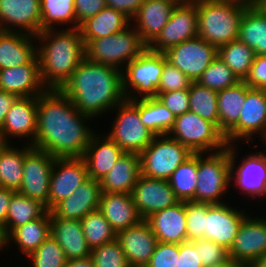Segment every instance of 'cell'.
I'll use <instances>...</instances> for the list:
<instances>
[{
	"label": "cell",
	"mask_w": 266,
	"mask_h": 267,
	"mask_svg": "<svg viewBox=\"0 0 266 267\" xmlns=\"http://www.w3.org/2000/svg\"><path fill=\"white\" fill-rule=\"evenodd\" d=\"M141 175L140 154L124 152L99 181L102 192L131 194Z\"/></svg>",
	"instance_id": "31"
},
{
	"label": "cell",
	"mask_w": 266,
	"mask_h": 267,
	"mask_svg": "<svg viewBox=\"0 0 266 267\" xmlns=\"http://www.w3.org/2000/svg\"><path fill=\"white\" fill-rule=\"evenodd\" d=\"M131 196L142 220L179 202L168 180L153 179L142 175L133 187Z\"/></svg>",
	"instance_id": "16"
},
{
	"label": "cell",
	"mask_w": 266,
	"mask_h": 267,
	"mask_svg": "<svg viewBox=\"0 0 266 267\" xmlns=\"http://www.w3.org/2000/svg\"><path fill=\"white\" fill-rule=\"evenodd\" d=\"M18 96L14 93H9L0 90V128L2 127L6 115L13 103L17 100Z\"/></svg>",
	"instance_id": "57"
},
{
	"label": "cell",
	"mask_w": 266,
	"mask_h": 267,
	"mask_svg": "<svg viewBox=\"0 0 266 267\" xmlns=\"http://www.w3.org/2000/svg\"><path fill=\"white\" fill-rule=\"evenodd\" d=\"M50 234L67 260L90 256L91 249L85 240L81 220L50 218Z\"/></svg>",
	"instance_id": "30"
},
{
	"label": "cell",
	"mask_w": 266,
	"mask_h": 267,
	"mask_svg": "<svg viewBox=\"0 0 266 267\" xmlns=\"http://www.w3.org/2000/svg\"><path fill=\"white\" fill-rule=\"evenodd\" d=\"M266 254V219L246 215L242 221L228 257L243 263H251Z\"/></svg>",
	"instance_id": "19"
},
{
	"label": "cell",
	"mask_w": 266,
	"mask_h": 267,
	"mask_svg": "<svg viewBox=\"0 0 266 267\" xmlns=\"http://www.w3.org/2000/svg\"><path fill=\"white\" fill-rule=\"evenodd\" d=\"M123 153L119 145L108 136L103 139L94 133L83 155L88 177L100 181Z\"/></svg>",
	"instance_id": "28"
},
{
	"label": "cell",
	"mask_w": 266,
	"mask_h": 267,
	"mask_svg": "<svg viewBox=\"0 0 266 267\" xmlns=\"http://www.w3.org/2000/svg\"><path fill=\"white\" fill-rule=\"evenodd\" d=\"M40 13V32L55 29L56 23L60 26L68 22L71 29L77 28L74 0H40Z\"/></svg>",
	"instance_id": "41"
},
{
	"label": "cell",
	"mask_w": 266,
	"mask_h": 267,
	"mask_svg": "<svg viewBox=\"0 0 266 267\" xmlns=\"http://www.w3.org/2000/svg\"><path fill=\"white\" fill-rule=\"evenodd\" d=\"M197 177L198 153H193L173 171L168 179L179 201H195Z\"/></svg>",
	"instance_id": "39"
},
{
	"label": "cell",
	"mask_w": 266,
	"mask_h": 267,
	"mask_svg": "<svg viewBox=\"0 0 266 267\" xmlns=\"http://www.w3.org/2000/svg\"><path fill=\"white\" fill-rule=\"evenodd\" d=\"M156 98L167 107L175 116L189 111V91L178 90L166 93H157Z\"/></svg>",
	"instance_id": "51"
},
{
	"label": "cell",
	"mask_w": 266,
	"mask_h": 267,
	"mask_svg": "<svg viewBox=\"0 0 266 267\" xmlns=\"http://www.w3.org/2000/svg\"><path fill=\"white\" fill-rule=\"evenodd\" d=\"M164 64V53L146 48L138 57L125 65V72L122 70L125 97L129 100L135 97L136 99L156 97ZM136 91L140 97L134 94Z\"/></svg>",
	"instance_id": "8"
},
{
	"label": "cell",
	"mask_w": 266,
	"mask_h": 267,
	"mask_svg": "<svg viewBox=\"0 0 266 267\" xmlns=\"http://www.w3.org/2000/svg\"><path fill=\"white\" fill-rule=\"evenodd\" d=\"M32 148L30 144L17 149L9 143L0 147V188L18 191L23 180L24 155Z\"/></svg>",
	"instance_id": "36"
},
{
	"label": "cell",
	"mask_w": 266,
	"mask_h": 267,
	"mask_svg": "<svg viewBox=\"0 0 266 267\" xmlns=\"http://www.w3.org/2000/svg\"><path fill=\"white\" fill-rule=\"evenodd\" d=\"M179 244L158 242L147 267H176Z\"/></svg>",
	"instance_id": "50"
},
{
	"label": "cell",
	"mask_w": 266,
	"mask_h": 267,
	"mask_svg": "<svg viewBox=\"0 0 266 267\" xmlns=\"http://www.w3.org/2000/svg\"><path fill=\"white\" fill-rule=\"evenodd\" d=\"M55 158L46 151L32 147L24 155L23 180L17 191L38 200L48 210L50 175Z\"/></svg>",
	"instance_id": "13"
},
{
	"label": "cell",
	"mask_w": 266,
	"mask_h": 267,
	"mask_svg": "<svg viewBox=\"0 0 266 267\" xmlns=\"http://www.w3.org/2000/svg\"><path fill=\"white\" fill-rule=\"evenodd\" d=\"M198 36V15L195 0H181L168 23L147 46L150 51L165 52L172 46Z\"/></svg>",
	"instance_id": "11"
},
{
	"label": "cell",
	"mask_w": 266,
	"mask_h": 267,
	"mask_svg": "<svg viewBox=\"0 0 266 267\" xmlns=\"http://www.w3.org/2000/svg\"><path fill=\"white\" fill-rule=\"evenodd\" d=\"M248 267H266V254L249 263Z\"/></svg>",
	"instance_id": "60"
},
{
	"label": "cell",
	"mask_w": 266,
	"mask_h": 267,
	"mask_svg": "<svg viewBox=\"0 0 266 267\" xmlns=\"http://www.w3.org/2000/svg\"><path fill=\"white\" fill-rule=\"evenodd\" d=\"M37 131V97H18L8 111L0 128V141L10 143L7 137L31 138L32 145Z\"/></svg>",
	"instance_id": "21"
},
{
	"label": "cell",
	"mask_w": 266,
	"mask_h": 267,
	"mask_svg": "<svg viewBox=\"0 0 266 267\" xmlns=\"http://www.w3.org/2000/svg\"><path fill=\"white\" fill-rule=\"evenodd\" d=\"M83 157L55 158L50 175L48 211L88 179Z\"/></svg>",
	"instance_id": "15"
},
{
	"label": "cell",
	"mask_w": 266,
	"mask_h": 267,
	"mask_svg": "<svg viewBox=\"0 0 266 267\" xmlns=\"http://www.w3.org/2000/svg\"><path fill=\"white\" fill-rule=\"evenodd\" d=\"M189 111L219 128L218 92L192 82L189 88Z\"/></svg>",
	"instance_id": "42"
},
{
	"label": "cell",
	"mask_w": 266,
	"mask_h": 267,
	"mask_svg": "<svg viewBox=\"0 0 266 267\" xmlns=\"http://www.w3.org/2000/svg\"><path fill=\"white\" fill-rule=\"evenodd\" d=\"M50 235V211H47L42 217L13 229L5 237V246L13 240L22 253L29 256Z\"/></svg>",
	"instance_id": "35"
},
{
	"label": "cell",
	"mask_w": 266,
	"mask_h": 267,
	"mask_svg": "<svg viewBox=\"0 0 266 267\" xmlns=\"http://www.w3.org/2000/svg\"><path fill=\"white\" fill-rule=\"evenodd\" d=\"M253 2L266 14V0H253Z\"/></svg>",
	"instance_id": "61"
},
{
	"label": "cell",
	"mask_w": 266,
	"mask_h": 267,
	"mask_svg": "<svg viewBox=\"0 0 266 267\" xmlns=\"http://www.w3.org/2000/svg\"><path fill=\"white\" fill-rule=\"evenodd\" d=\"M192 154L185 145L168 135L155 136L140 153L141 175L168 180L173 171Z\"/></svg>",
	"instance_id": "9"
},
{
	"label": "cell",
	"mask_w": 266,
	"mask_h": 267,
	"mask_svg": "<svg viewBox=\"0 0 266 267\" xmlns=\"http://www.w3.org/2000/svg\"><path fill=\"white\" fill-rule=\"evenodd\" d=\"M47 88L40 76L37 56L28 64L0 70V90L18 97H38Z\"/></svg>",
	"instance_id": "24"
},
{
	"label": "cell",
	"mask_w": 266,
	"mask_h": 267,
	"mask_svg": "<svg viewBox=\"0 0 266 267\" xmlns=\"http://www.w3.org/2000/svg\"><path fill=\"white\" fill-rule=\"evenodd\" d=\"M15 192L11 189L0 188V228L2 229L3 235L10 199Z\"/></svg>",
	"instance_id": "56"
},
{
	"label": "cell",
	"mask_w": 266,
	"mask_h": 267,
	"mask_svg": "<svg viewBox=\"0 0 266 267\" xmlns=\"http://www.w3.org/2000/svg\"><path fill=\"white\" fill-rule=\"evenodd\" d=\"M249 88L245 81H240L218 91L219 129L225 136L237 125Z\"/></svg>",
	"instance_id": "34"
},
{
	"label": "cell",
	"mask_w": 266,
	"mask_h": 267,
	"mask_svg": "<svg viewBox=\"0 0 266 267\" xmlns=\"http://www.w3.org/2000/svg\"><path fill=\"white\" fill-rule=\"evenodd\" d=\"M167 135L185 145L192 153L219 152L228 147L225 135L215 124L191 111L176 116Z\"/></svg>",
	"instance_id": "6"
},
{
	"label": "cell",
	"mask_w": 266,
	"mask_h": 267,
	"mask_svg": "<svg viewBox=\"0 0 266 267\" xmlns=\"http://www.w3.org/2000/svg\"><path fill=\"white\" fill-rule=\"evenodd\" d=\"M138 110L142 123L156 136L167 135L176 119L156 97L138 98Z\"/></svg>",
	"instance_id": "38"
},
{
	"label": "cell",
	"mask_w": 266,
	"mask_h": 267,
	"mask_svg": "<svg viewBox=\"0 0 266 267\" xmlns=\"http://www.w3.org/2000/svg\"><path fill=\"white\" fill-rule=\"evenodd\" d=\"M233 147L229 145L231 182L235 180L239 190L245 195L249 194V197L266 196V153L260 151L249 154L235 169L237 152L235 151L236 148ZM234 170H236L235 173Z\"/></svg>",
	"instance_id": "17"
},
{
	"label": "cell",
	"mask_w": 266,
	"mask_h": 267,
	"mask_svg": "<svg viewBox=\"0 0 266 267\" xmlns=\"http://www.w3.org/2000/svg\"><path fill=\"white\" fill-rule=\"evenodd\" d=\"M131 19L124 13L110 7H104L93 17L87 18L79 25L85 45L94 39L116 34L131 24Z\"/></svg>",
	"instance_id": "32"
},
{
	"label": "cell",
	"mask_w": 266,
	"mask_h": 267,
	"mask_svg": "<svg viewBox=\"0 0 266 267\" xmlns=\"http://www.w3.org/2000/svg\"><path fill=\"white\" fill-rule=\"evenodd\" d=\"M131 25L116 34L89 41L85 45L86 58L123 70V63L127 65L147 48L135 28L129 29Z\"/></svg>",
	"instance_id": "5"
},
{
	"label": "cell",
	"mask_w": 266,
	"mask_h": 267,
	"mask_svg": "<svg viewBox=\"0 0 266 267\" xmlns=\"http://www.w3.org/2000/svg\"><path fill=\"white\" fill-rule=\"evenodd\" d=\"M146 221L158 242L180 244L187 241L185 201L153 213Z\"/></svg>",
	"instance_id": "26"
},
{
	"label": "cell",
	"mask_w": 266,
	"mask_h": 267,
	"mask_svg": "<svg viewBox=\"0 0 266 267\" xmlns=\"http://www.w3.org/2000/svg\"><path fill=\"white\" fill-rule=\"evenodd\" d=\"M145 0H105L106 7L113 8L124 13L132 19Z\"/></svg>",
	"instance_id": "55"
},
{
	"label": "cell",
	"mask_w": 266,
	"mask_h": 267,
	"mask_svg": "<svg viewBox=\"0 0 266 267\" xmlns=\"http://www.w3.org/2000/svg\"><path fill=\"white\" fill-rule=\"evenodd\" d=\"M195 247L199 252L203 267H212L225 262L229 258L228 249L211 240H195Z\"/></svg>",
	"instance_id": "49"
},
{
	"label": "cell",
	"mask_w": 266,
	"mask_h": 267,
	"mask_svg": "<svg viewBox=\"0 0 266 267\" xmlns=\"http://www.w3.org/2000/svg\"><path fill=\"white\" fill-rule=\"evenodd\" d=\"M27 257L33 267H64L67 261L62 248L51 235Z\"/></svg>",
	"instance_id": "45"
},
{
	"label": "cell",
	"mask_w": 266,
	"mask_h": 267,
	"mask_svg": "<svg viewBox=\"0 0 266 267\" xmlns=\"http://www.w3.org/2000/svg\"><path fill=\"white\" fill-rule=\"evenodd\" d=\"M212 267H248V264L228 258L225 262Z\"/></svg>",
	"instance_id": "59"
},
{
	"label": "cell",
	"mask_w": 266,
	"mask_h": 267,
	"mask_svg": "<svg viewBox=\"0 0 266 267\" xmlns=\"http://www.w3.org/2000/svg\"><path fill=\"white\" fill-rule=\"evenodd\" d=\"M252 134L266 142V90L250 87L237 125L225 136L228 145L239 139L249 142Z\"/></svg>",
	"instance_id": "14"
},
{
	"label": "cell",
	"mask_w": 266,
	"mask_h": 267,
	"mask_svg": "<svg viewBox=\"0 0 266 267\" xmlns=\"http://www.w3.org/2000/svg\"><path fill=\"white\" fill-rule=\"evenodd\" d=\"M101 193L99 181L88 178L71 196L58 202L50 210V218L81 220L98 209Z\"/></svg>",
	"instance_id": "23"
},
{
	"label": "cell",
	"mask_w": 266,
	"mask_h": 267,
	"mask_svg": "<svg viewBox=\"0 0 266 267\" xmlns=\"http://www.w3.org/2000/svg\"><path fill=\"white\" fill-rule=\"evenodd\" d=\"M181 0H145L136 15L135 30L148 46L168 23V20Z\"/></svg>",
	"instance_id": "25"
},
{
	"label": "cell",
	"mask_w": 266,
	"mask_h": 267,
	"mask_svg": "<svg viewBox=\"0 0 266 267\" xmlns=\"http://www.w3.org/2000/svg\"><path fill=\"white\" fill-rule=\"evenodd\" d=\"M118 110L112 130L107 135L126 153L140 154L156 136L142 123L138 99H125L116 106Z\"/></svg>",
	"instance_id": "10"
},
{
	"label": "cell",
	"mask_w": 266,
	"mask_h": 267,
	"mask_svg": "<svg viewBox=\"0 0 266 267\" xmlns=\"http://www.w3.org/2000/svg\"><path fill=\"white\" fill-rule=\"evenodd\" d=\"M40 0H0V30L37 36L40 33ZM13 26V28H12Z\"/></svg>",
	"instance_id": "20"
},
{
	"label": "cell",
	"mask_w": 266,
	"mask_h": 267,
	"mask_svg": "<svg viewBox=\"0 0 266 267\" xmlns=\"http://www.w3.org/2000/svg\"><path fill=\"white\" fill-rule=\"evenodd\" d=\"M218 57L232 70L240 81L248 77L254 61V50L238 39L218 48Z\"/></svg>",
	"instance_id": "40"
},
{
	"label": "cell",
	"mask_w": 266,
	"mask_h": 267,
	"mask_svg": "<svg viewBox=\"0 0 266 267\" xmlns=\"http://www.w3.org/2000/svg\"><path fill=\"white\" fill-rule=\"evenodd\" d=\"M198 36L217 49L238 39L244 10L253 0H195Z\"/></svg>",
	"instance_id": "4"
},
{
	"label": "cell",
	"mask_w": 266,
	"mask_h": 267,
	"mask_svg": "<svg viewBox=\"0 0 266 267\" xmlns=\"http://www.w3.org/2000/svg\"><path fill=\"white\" fill-rule=\"evenodd\" d=\"M89 118L60 89H46L37 97V131L31 146L54 158L83 157L94 134L84 124Z\"/></svg>",
	"instance_id": "1"
},
{
	"label": "cell",
	"mask_w": 266,
	"mask_h": 267,
	"mask_svg": "<svg viewBox=\"0 0 266 267\" xmlns=\"http://www.w3.org/2000/svg\"><path fill=\"white\" fill-rule=\"evenodd\" d=\"M167 61L196 82L212 61L218 49L199 36L172 46L163 52Z\"/></svg>",
	"instance_id": "12"
},
{
	"label": "cell",
	"mask_w": 266,
	"mask_h": 267,
	"mask_svg": "<svg viewBox=\"0 0 266 267\" xmlns=\"http://www.w3.org/2000/svg\"><path fill=\"white\" fill-rule=\"evenodd\" d=\"M192 81L177 67L169 63L165 57V64L162 70L157 93L169 91L189 90Z\"/></svg>",
	"instance_id": "48"
},
{
	"label": "cell",
	"mask_w": 266,
	"mask_h": 267,
	"mask_svg": "<svg viewBox=\"0 0 266 267\" xmlns=\"http://www.w3.org/2000/svg\"><path fill=\"white\" fill-rule=\"evenodd\" d=\"M176 267H203L195 241H185L179 244V256Z\"/></svg>",
	"instance_id": "54"
},
{
	"label": "cell",
	"mask_w": 266,
	"mask_h": 267,
	"mask_svg": "<svg viewBox=\"0 0 266 267\" xmlns=\"http://www.w3.org/2000/svg\"><path fill=\"white\" fill-rule=\"evenodd\" d=\"M35 38L40 40L37 58L41 81L47 89H60L86 58L80 29H49Z\"/></svg>",
	"instance_id": "3"
},
{
	"label": "cell",
	"mask_w": 266,
	"mask_h": 267,
	"mask_svg": "<svg viewBox=\"0 0 266 267\" xmlns=\"http://www.w3.org/2000/svg\"><path fill=\"white\" fill-rule=\"evenodd\" d=\"M196 82L218 92L236 85L240 80L217 56Z\"/></svg>",
	"instance_id": "44"
},
{
	"label": "cell",
	"mask_w": 266,
	"mask_h": 267,
	"mask_svg": "<svg viewBox=\"0 0 266 267\" xmlns=\"http://www.w3.org/2000/svg\"><path fill=\"white\" fill-rule=\"evenodd\" d=\"M98 210L116 232L137 225L142 219L131 194L102 192Z\"/></svg>",
	"instance_id": "27"
},
{
	"label": "cell",
	"mask_w": 266,
	"mask_h": 267,
	"mask_svg": "<svg viewBox=\"0 0 266 267\" xmlns=\"http://www.w3.org/2000/svg\"><path fill=\"white\" fill-rule=\"evenodd\" d=\"M106 7L105 0H74L77 28L87 18L93 17Z\"/></svg>",
	"instance_id": "53"
},
{
	"label": "cell",
	"mask_w": 266,
	"mask_h": 267,
	"mask_svg": "<svg viewBox=\"0 0 266 267\" xmlns=\"http://www.w3.org/2000/svg\"><path fill=\"white\" fill-rule=\"evenodd\" d=\"M64 267H95L90 256L83 259L67 260Z\"/></svg>",
	"instance_id": "58"
},
{
	"label": "cell",
	"mask_w": 266,
	"mask_h": 267,
	"mask_svg": "<svg viewBox=\"0 0 266 267\" xmlns=\"http://www.w3.org/2000/svg\"><path fill=\"white\" fill-rule=\"evenodd\" d=\"M245 215L244 210L238 211L226 203L208 204L204 239L214 241L229 250Z\"/></svg>",
	"instance_id": "18"
},
{
	"label": "cell",
	"mask_w": 266,
	"mask_h": 267,
	"mask_svg": "<svg viewBox=\"0 0 266 267\" xmlns=\"http://www.w3.org/2000/svg\"><path fill=\"white\" fill-rule=\"evenodd\" d=\"M60 90L79 112L91 118L114 109L126 99L122 70L87 58L78 65Z\"/></svg>",
	"instance_id": "2"
},
{
	"label": "cell",
	"mask_w": 266,
	"mask_h": 267,
	"mask_svg": "<svg viewBox=\"0 0 266 267\" xmlns=\"http://www.w3.org/2000/svg\"><path fill=\"white\" fill-rule=\"evenodd\" d=\"M246 84L252 88L266 90V56L255 55L250 73L245 79Z\"/></svg>",
	"instance_id": "52"
},
{
	"label": "cell",
	"mask_w": 266,
	"mask_h": 267,
	"mask_svg": "<svg viewBox=\"0 0 266 267\" xmlns=\"http://www.w3.org/2000/svg\"><path fill=\"white\" fill-rule=\"evenodd\" d=\"M95 267H130L117 239L91 249Z\"/></svg>",
	"instance_id": "46"
},
{
	"label": "cell",
	"mask_w": 266,
	"mask_h": 267,
	"mask_svg": "<svg viewBox=\"0 0 266 267\" xmlns=\"http://www.w3.org/2000/svg\"><path fill=\"white\" fill-rule=\"evenodd\" d=\"M81 226L90 249L116 239V232L98 209L85 215Z\"/></svg>",
	"instance_id": "43"
},
{
	"label": "cell",
	"mask_w": 266,
	"mask_h": 267,
	"mask_svg": "<svg viewBox=\"0 0 266 267\" xmlns=\"http://www.w3.org/2000/svg\"><path fill=\"white\" fill-rule=\"evenodd\" d=\"M116 239L130 267L146 266L158 243L146 220H141L137 225L119 231Z\"/></svg>",
	"instance_id": "22"
},
{
	"label": "cell",
	"mask_w": 266,
	"mask_h": 267,
	"mask_svg": "<svg viewBox=\"0 0 266 267\" xmlns=\"http://www.w3.org/2000/svg\"><path fill=\"white\" fill-rule=\"evenodd\" d=\"M33 40L30 34L0 30V70L30 63L37 56Z\"/></svg>",
	"instance_id": "29"
},
{
	"label": "cell",
	"mask_w": 266,
	"mask_h": 267,
	"mask_svg": "<svg viewBox=\"0 0 266 267\" xmlns=\"http://www.w3.org/2000/svg\"><path fill=\"white\" fill-rule=\"evenodd\" d=\"M208 203L185 201L187 241L204 239Z\"/></svg>",
	"instance_id": "47"
},
{
	"label": "cell",
	"mask_w": 266,
	"mask_h": 267,
	"mask_svg": "<svg viewBox=\"0 0 266 267\" xmlns=\"http://www.w3.org/2000/svg\"><path fill=\"white\" fill-rule=\"evenodd\" d=\"M198 153V180L195 201L208 204H222L221 195L231 183L229 145L226 149L208 154Z\"/></svg>",
	"instance_id": "7"
},
{
	"label": "cell",
	"mask_w": 266,
	"mask_h": 267,
	"mask_svg": "<svg viewBox=\"0 0 266 267\" xmlns=\"http://www.w3.org/2000/svg\"><path fill=\"white\" fill-rule=\"evenodd\" d=\"M47 211L46 206L38 200L30 199L16 191L10 199L4 237L13 229L42 217Z\"/></svg>",
	"instance_id": "37"
},
{
	"label": "cell",
	"mask_w": 266,
	"mask_h": 267,
	"mask_svg": "<svg viewBox=\"0 0 266 267\" xmlns=\"http://www.w3.org/2000/svg\"><path fill=\"white\" fill-rule=\"evenodd\" d=\"M238 40L252 48L255 55L266 56V14L254 2L242 14Z\"/></svg>",
	"instance_id": "33"
},
{
	"label": "cell",
	"mask_w": 266,
	"mask_h": 267,
	"mask_svg": "<svg viewBox=\"0 0 266 267\" xmlns=\"http://www.w3.org/2000/svg\"><path fill=\"white\" fill-rule=\"evenodd\" d=\"M5 246V237L3 235L2 229L0 228V250Z\"/></svg>",
	"instance_id": "62"
}]
</instances>
